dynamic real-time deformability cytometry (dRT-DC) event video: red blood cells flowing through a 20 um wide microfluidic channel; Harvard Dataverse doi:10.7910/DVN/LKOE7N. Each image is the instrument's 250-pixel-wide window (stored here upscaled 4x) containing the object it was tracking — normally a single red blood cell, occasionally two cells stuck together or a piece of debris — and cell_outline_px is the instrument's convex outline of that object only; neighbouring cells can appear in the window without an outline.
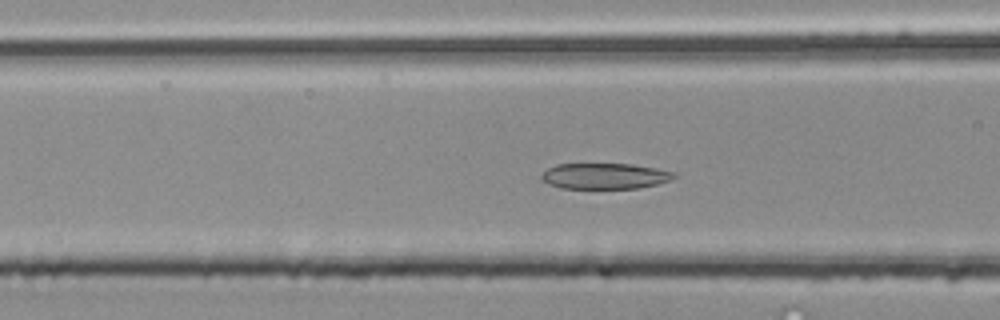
{"species": "common noctule bat (a hibernating species)", "species_latin": "Nyctalus noctula", "temperature_condition": "room temperature", "stored_images_in_passage": 51, "camera_frame_rate_fps": 3000, "um_per_image_px": 0.085, "animal": {"sex": "male", "body_mass_g": 20.4}, "frame": {"image": 1, "passage_image": 20, "time_ms": 6.333, "image_size_px": [1000, 320], "cell_outline_px": [[676, 176], [668, 180], [656, 184], [636, 188], [560, 188], [548, 184], [540, 176], [548, 168], [556, 164], [632, 164], [656, 168], [676, 172]], "centroid_in_image_um": [51.39, 14.96], "position_along_channel_um": 115.2, "area_um2": 19.77}}
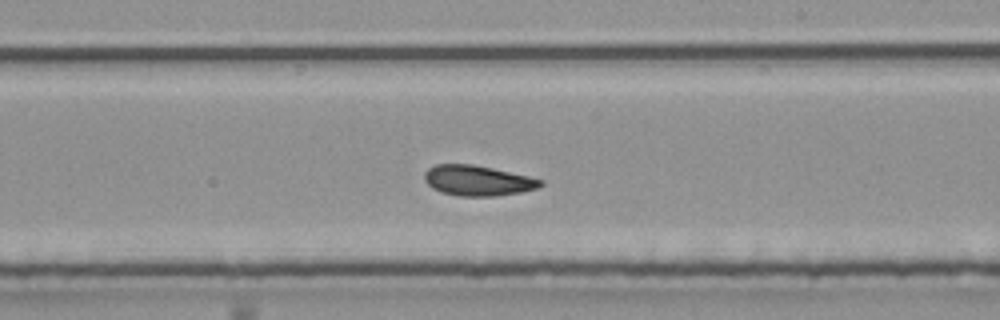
{"frame": {"image": 2, "passage_image": 30, "time_ms": 9.667, "image_size_px": [1000, 320], "cell_outline_px": [[544, 184], [536, 188], [520, 192], [496, 196], [460, 196], [440, 192], [432, 188], [424, 180], [424, 172], [428, 168], [436, 164], [472, 164], [492, 168], [528, 176], [544, 180]], "centroid_in_image_um": [40.58, 15.35], "position_along_channel_um": 248.4, "area_um2": 20.52}}
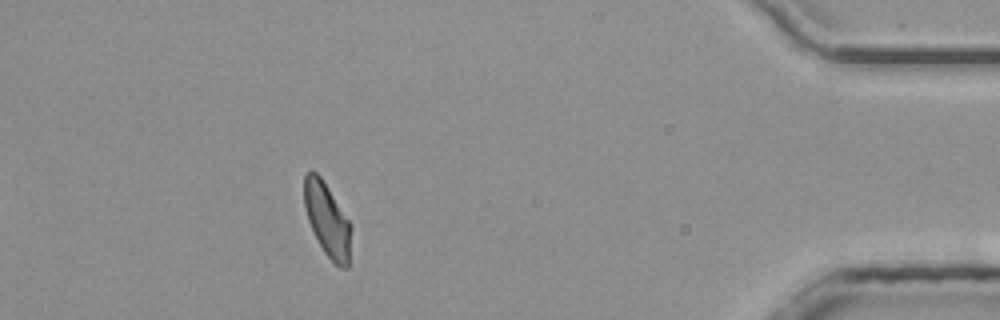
{"frame": {"image": 3, "passage_image": 46, "time_ms": 15.0, "image_size_px": [1000, 320], "cell_outline_px": [[352, 228], [348, 268], [340, 268], [324, 252], [308, 220], [304, 204], [304, 172], [316, 172], [320, 176], [348, 220]], "centroid_in_image_um": [27.82, 18.69], "position_along_channel_um": 407.4, "area_um2": 19.65}, "authors_computed_cell_mechanics": {"area_um2": 20.9236, "velocity_mm_per_s": 4.0071, "shape_relaxation_time_tau1_ms": null, "shape_relaxation_time_tau2_ms": 2.0791, "deformation_change_tau1": null, "deformation_change_tau2": 0.0793}}